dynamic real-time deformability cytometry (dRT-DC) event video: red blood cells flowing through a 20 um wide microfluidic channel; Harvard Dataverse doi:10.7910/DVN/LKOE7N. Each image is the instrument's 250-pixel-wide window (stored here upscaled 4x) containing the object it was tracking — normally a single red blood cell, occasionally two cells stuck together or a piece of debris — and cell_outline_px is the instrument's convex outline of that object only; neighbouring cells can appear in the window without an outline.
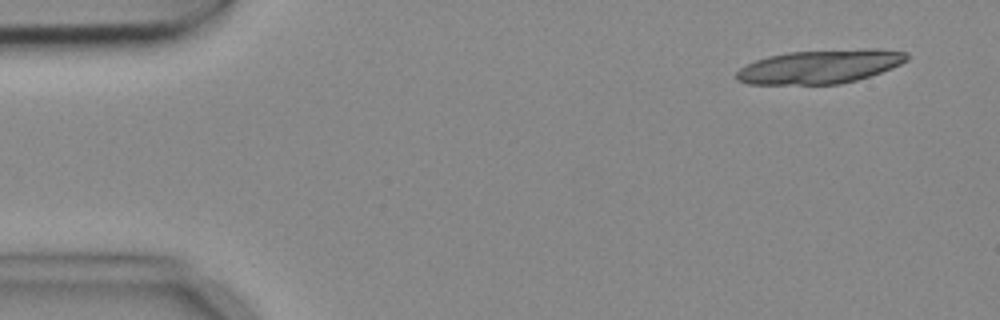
{"species": "common noctule bat (a hibernating species)", "species_latin": "Nyctalus noctula", "temperature_condition": "cold", "stored_images_in_passage": 8, "camera_frame_rate_fps": 3000, "um_per_image_px": 0.085, "animal": {"sex": "female", "body_mass_g": 18.4}, "frame": {"image": 1, "passage_image": 1, "time_ms": 0.0, "image_size_px": [1000, 320], "cell_outline_px": [[908, 60], [892, 68], [856, 80], [840, 84], [748, 84], [736, 80], [736, 72], [740, 68], [756, 60], [768, 56], [788, 52], [864, 48], [880, 48], [908, 52]], "centroid_in_image_um": [69.73, 5.65], "position_along_channel_um": 15.3, "area_um2": 33.7}}
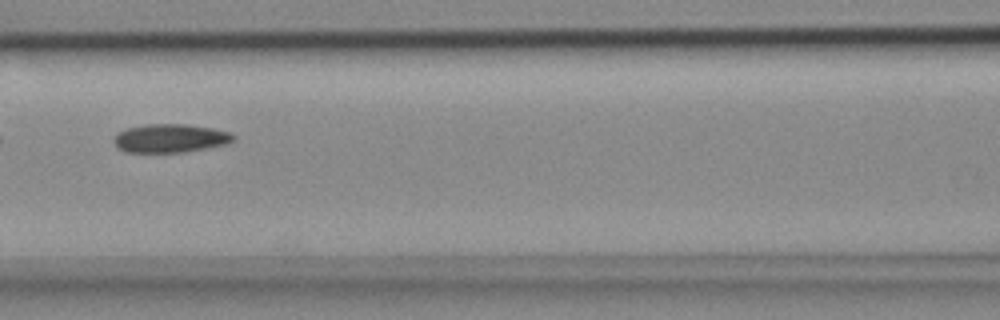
{"frame": {"image": 2, "passage_image": 6, "time_ms": 1.667, "image_size_px": [1000, 320], "cell_outline_px": [[236, 136], [228, 144], [184, 152], [124, 152], [112, 140], [120, 132], [128, 128], [144, 124], [188, 124], [212, 128], [228, 132]], "centroid_in_image_um": [14.49, 11.75], "position_along_channel_um": 152.1, "area_um2": 19.71}}
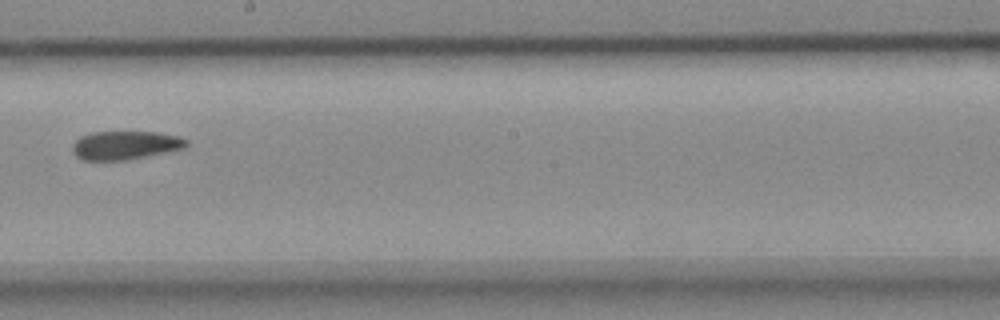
{"frame": {"image": 3, "passage_image": 8, "time_ms": 2.333, "image_size_px": [1000, 320], "cell_outline_px": [[188, 144], [184, 148], [124, 160], [84, 160], [76, 156], [72, 152], [72, 144], [80, 136], [92, 132], [156, 132], [180, 136], [188, 140]], "centroid_in_image_um": [10.62, 12.33], "position_along_channel_um": 237.6, "area_um2": 18.84}}